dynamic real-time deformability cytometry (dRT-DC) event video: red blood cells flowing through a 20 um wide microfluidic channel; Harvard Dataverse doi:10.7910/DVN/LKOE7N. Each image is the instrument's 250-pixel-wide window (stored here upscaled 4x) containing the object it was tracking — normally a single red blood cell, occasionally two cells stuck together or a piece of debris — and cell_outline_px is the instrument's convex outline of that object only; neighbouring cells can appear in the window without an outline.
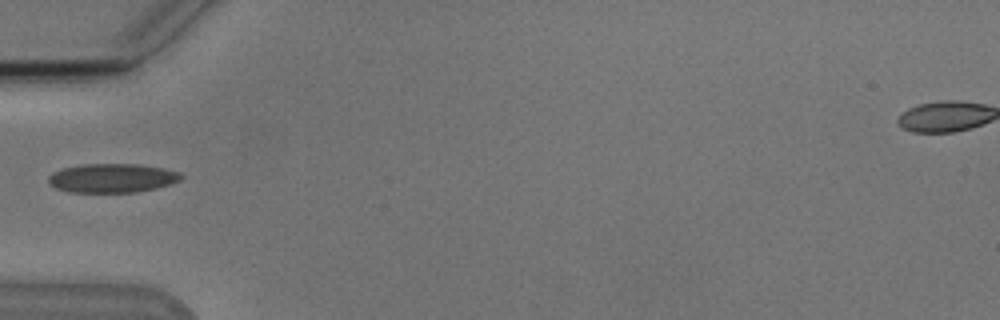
{"species": "Egyptian fruit bat (a non-hibernating species)", "species_latin": "Rousettus aegyptiacus", "temperature_condition": "cold", "stored_images_in_passage": 19, "camera_frame_rate_fps": 3000, "um_per_image_px": 0.085, "animal": {"sex": "male"}, "frame": {"image": 1, "passage_image": 1, "time_ms": 0.0, "image_size_px": [1000, 320], "cell_outline_px": [[184, 176], [180, 180], [172, 184], [156, 188], [136, 192], [68, 192], [56, 188], [48, 180], [48, 176], [52, 172], [60, 168], [80, 164], [140, 164], [164, 168], [180, 172]], "centroid_in_image_um": [9.55, 15.13], "position_along_channel_um": 75.5, "area_um2": 22.66}}